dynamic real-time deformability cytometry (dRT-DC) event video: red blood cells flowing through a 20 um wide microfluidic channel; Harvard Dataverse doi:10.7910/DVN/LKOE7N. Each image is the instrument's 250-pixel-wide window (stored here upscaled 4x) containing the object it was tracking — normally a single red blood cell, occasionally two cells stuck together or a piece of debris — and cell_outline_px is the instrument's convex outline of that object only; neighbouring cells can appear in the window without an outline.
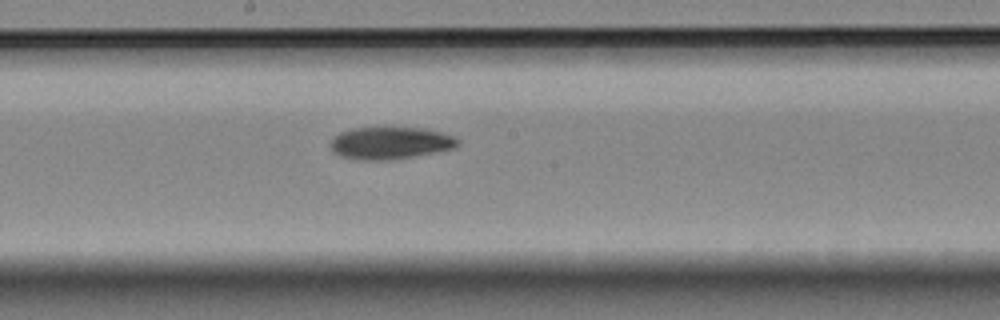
{"species": "Egyptian fruit bat (a non-hibernating species)", "species_latin": "Rousettus aegyptiacus", "temperature_condition": "room temperature", "stored_images_in_passage": 9, "camera_frame_rate_fps": 3000, "um_per_image_px": 0.085, "animal": {"sex": "female"}, "frame": {"image": 1, "passage_image": 9, "time_ms": 9.667, "image_size_px": [1000, 320], "cell_outline_px": [[460, 144], [456, 148], [436, 152], [392, 160], [356, 160], [340, 156], [328, 144], [332, 136], [340, 132], [352, 128], [424, 128], [440, 132], [452, 136], [460, 140]], "centroid_in_image_um": [33.16, 12.16], "position_along_channel_um": 215.0, "area_um2": 24.1}}